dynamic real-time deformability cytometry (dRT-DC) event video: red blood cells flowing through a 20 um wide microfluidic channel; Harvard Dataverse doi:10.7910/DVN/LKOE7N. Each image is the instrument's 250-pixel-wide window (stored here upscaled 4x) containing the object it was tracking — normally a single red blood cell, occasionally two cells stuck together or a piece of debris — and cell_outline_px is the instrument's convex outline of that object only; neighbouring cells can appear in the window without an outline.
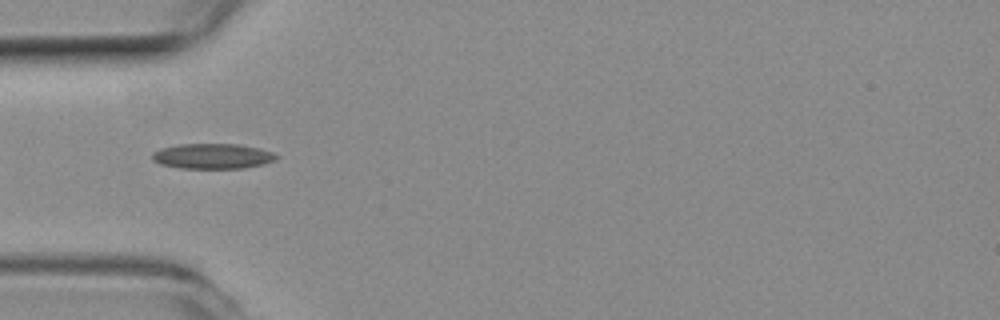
{"species": "common noctule bat (a hibernating species)", "species_latin": "Nyctalus noctula", "temperature_condition": "room temperature", "stored_images_in_passage": 40, "camera_frame_rate_fps": 3000, "um_per_image_px": 0.085, "animal": {"sex": "female", "body_mass_g": 19.3, "forearm_length_mm": 54.1}, "frame": {"image": 1, "passage_image": 1, "time_ms": 0.0, "image_size_px": [1000, 320], "cell_outline_px": [[280, 156], [276, 160], [264, 164], [244, 168], [180, 168], [160, 164], [152, 160], [152, 152], [160, 148], [176, 144], [236, 144], [260, 148], [272, 152]], "centroid_in_image_um": [18.06, 13.27], "position_along_channel_um": 66.9, "area_um2": 18.44}}
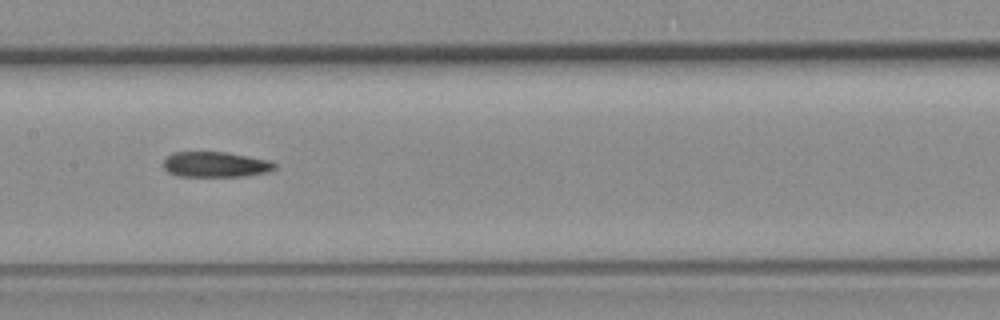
{"frame": {"image": 2, "passage_image": 11, "time_ms": 3.333, "image_size_px": [1000, 320], "cell_outline_px": [[276, 168], [268, 172], [244, 176], [176, 176], [168, 172], [160, 164], [172, 152], [228, 152], [268, 160], [276, 164]], "centroid_in_image_um": [18.28, 13.98], "position_along_channel_um": 189.1, "area_um2": 16.59}}
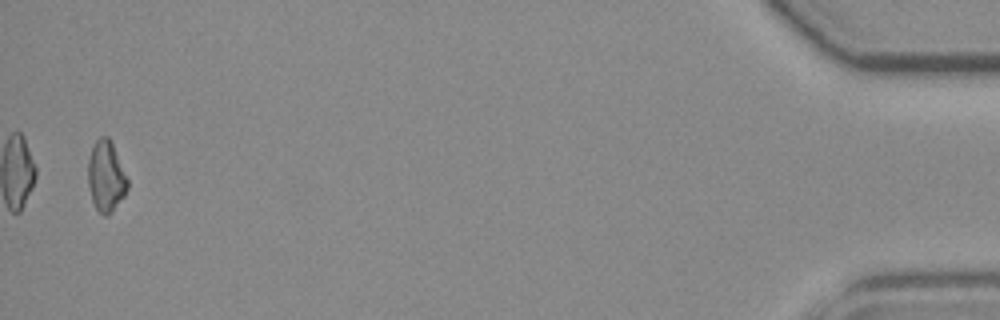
{"frame": {"image": 3, "passage_image": 39, "time_ms": 12.667, "image_size_px": [1000, 320], "cell_outline_px": [[128, 188], [124, 196], [112, 212], [108, 216], [104, 216], [96, 208], [92, 200], [88, 184], [88, 160], [92, 148], [96, 140], [100, 136], [108, 136], [112, 144], [128, 180]], "centroid_in_image_um": [9.0, 15.01], "position_along_channel_um": 426.2, "area_um2": 16.13}, "authors_computed_cell_mechanics": {"area_um2": 16.9354, "velocity_mm_per_s": 3.6365, "shape_relaxation_time_tau1_ms": null, "shape_relaxation_time_tau2_ms": 6.7484, "deformation_change_tau1": null, "deformation_change_tau2": 0.161}}